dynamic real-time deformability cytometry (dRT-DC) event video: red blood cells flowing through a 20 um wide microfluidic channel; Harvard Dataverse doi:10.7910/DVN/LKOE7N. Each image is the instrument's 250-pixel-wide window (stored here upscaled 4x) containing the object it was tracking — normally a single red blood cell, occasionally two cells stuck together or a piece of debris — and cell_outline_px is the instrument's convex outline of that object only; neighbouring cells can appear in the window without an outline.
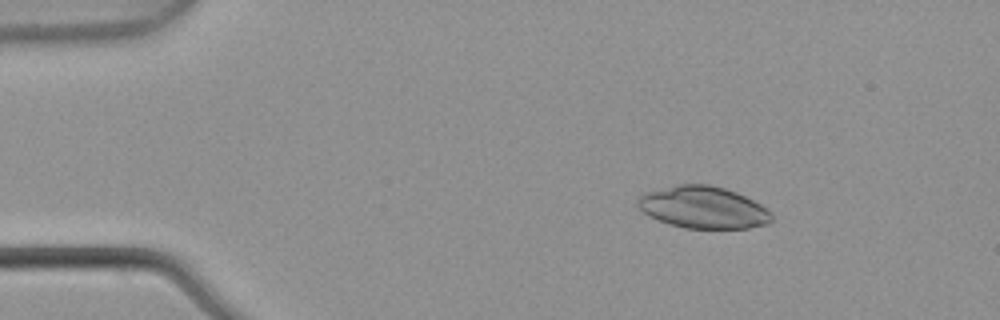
{"species": "common noctule bat (a hibernating species)", "species_latin": "Nyctalus noctula", "temperature_condition": "warm", "stored_images_in_passage": 4, "camera_frame_rate_fps": 3000, "um_per_image_px": 0.085, "animal": {"sex": "male", "body_mass_g": 21.5, "forearm_length_mm": 52.0}, "frame": {"image": 1, "passage_image": 2, "time_ms": 0.333, "image_size_px": [1000, 320], "cell_outline_px": [[772, 220], [768, 224], [748, 228], [684, 228], [668, 224], [648, 216], [636, 204], [636, 200], [644, 192], [680, 184], [708, 184], [724, 188], [736, 192], [760, 204], [772, 212]], "centroid_in_image_um": [59.76, 17.63], "position_along_channel_um": 25.2, "area_um2": 32.83}}